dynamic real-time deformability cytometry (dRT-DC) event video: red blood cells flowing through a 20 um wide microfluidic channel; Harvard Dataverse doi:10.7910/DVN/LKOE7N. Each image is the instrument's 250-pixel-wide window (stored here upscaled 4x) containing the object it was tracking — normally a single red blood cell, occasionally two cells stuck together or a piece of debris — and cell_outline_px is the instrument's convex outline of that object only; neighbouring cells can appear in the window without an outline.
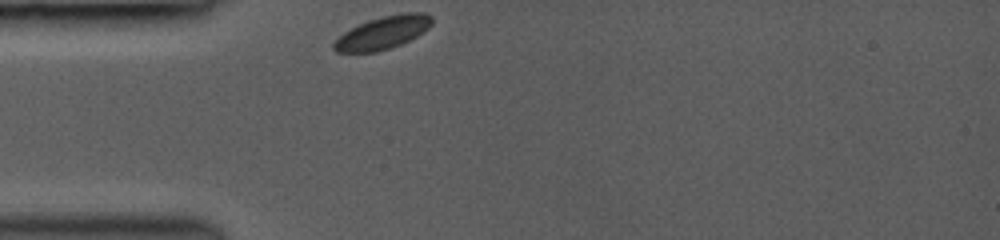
{"species": "common noctule bat (a hibernating species)", "species_latin": "Nyctalus noctula", "temperature_condition": "room temperature", "stored_images_in_passage": 19, "camera_frame_rate_fps": 3000, "um_per_image_px": 0.085, "animal": {"sex": "female", "body_mass_g": 19.0, "forearm_length_mm": 53.3}, "frame": {"image": 1, "passage_image": 1, "time_ms": 0.0, "image_size_px": [1000, 240], "cell_outline_px": [[432, 24], [428, 28], [416, 36], [400, 44], [376, 52], [336, 52], [332, 48], [332, 44], [344, 32], [368, 20], [384, 16], [404, 12], [424, 12], [432, 16]], "centroid_in_image_um": [32.55, 2.77], "position_along_channel_um": 52.5, "area_um2": 18.5}}
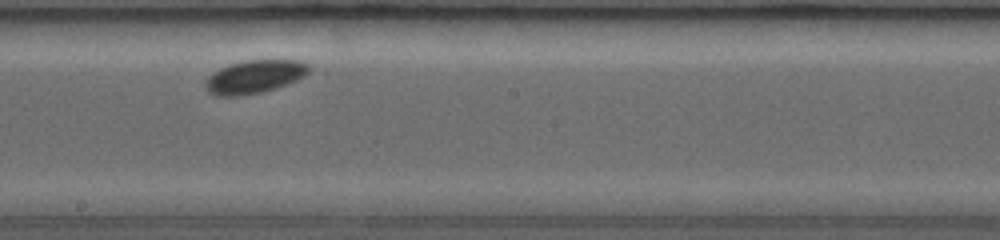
{"frame": {"image": 2, "passage_image": 10, "time_ms": 4.667, "image_size_px": [1000, 240], "cell_outline_px": [[312, 68], [304, 76], [296, 80], [260, 92], [240, 96], [216, 96], [208, 92], [204, 88], [204, 84], [208, 76], [212, 72], [220, 68], [244, 60], [300, 60], [308, 64]], "centroid_in_image_um": [21.59, 6.51], "position_along_channel_um": 226.6, "area_um2": 19.94}}
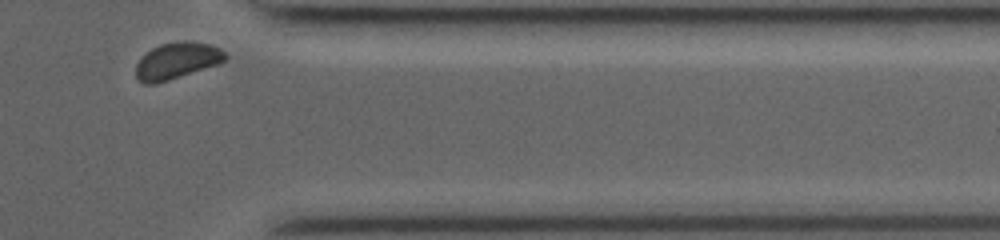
{"frame": {"image": 3, "passage_image": 19, "time_ms": 9.0, "image_size_px": [1000, 240], "cell_outline_px": [[228, 56], [220, 64], [156, 84], [144, 84], [136, 76], [136, 64], [152, 48], [160, 44], [176, 40], [184, 40], [208, 44], [220, 48]], "centroid_in_image_um": [15.06, 5.16], "position_along_channel_um": 396.3, "area_um2": 19.02}, "authors_computed_cell_mechanics": {"area_um2": 19.3052, "velocity_mm_per_s": 3.9295, "shape_relaxation_time_tau1_ms": 0.339, "shape_relaxation_time_tau2_ms": null, "deformation_change_tau1": 0.0259, "deformation_change_tau2": null}}